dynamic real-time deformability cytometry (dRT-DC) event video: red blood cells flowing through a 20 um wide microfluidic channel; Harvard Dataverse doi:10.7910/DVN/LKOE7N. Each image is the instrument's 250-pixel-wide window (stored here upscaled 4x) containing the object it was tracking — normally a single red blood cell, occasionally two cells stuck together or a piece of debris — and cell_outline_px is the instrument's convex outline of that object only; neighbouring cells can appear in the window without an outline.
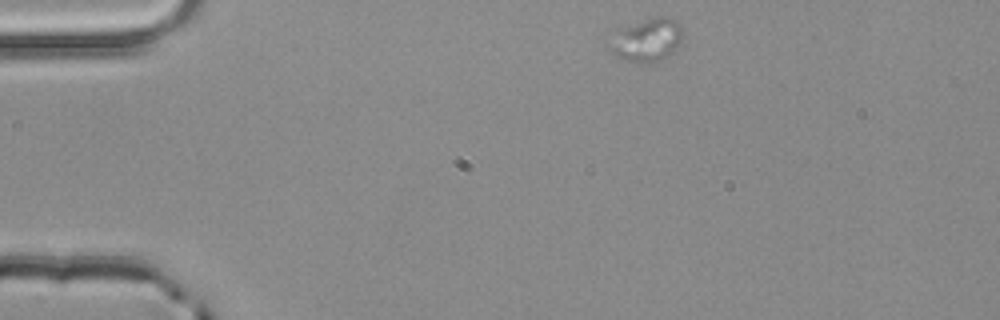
{"species": "common noctule bat (a hibernating species)", "species_latin": "Nyctalus noctula", "temperature_condition": "room temperature", "stored_images_in_passage": 3, "segment_of_instrument_passage": [1, 2], "camera_frame_rate_fps": 3000, "um_per_image_px": 0.085, "animal": {"sex": "male", "body_mass_g": 20.4}, "frame": {"image": 1, "passage_image": 1, "time_ms": 0.0, "image_size_px": [1000, 320], "cell_outline_px": [[684, 36], [680, 44], [672, 52], [660, 60], [652, 64], [640, 64], [620, 60], [612, 52], [612, 28], [656, 16], [668, 16], [676, 20], [684, 28]], "centroid_in_image_um": [54.99, 3.38], "position_along_channel_um": 30.0, "area_um2": 19.31}}